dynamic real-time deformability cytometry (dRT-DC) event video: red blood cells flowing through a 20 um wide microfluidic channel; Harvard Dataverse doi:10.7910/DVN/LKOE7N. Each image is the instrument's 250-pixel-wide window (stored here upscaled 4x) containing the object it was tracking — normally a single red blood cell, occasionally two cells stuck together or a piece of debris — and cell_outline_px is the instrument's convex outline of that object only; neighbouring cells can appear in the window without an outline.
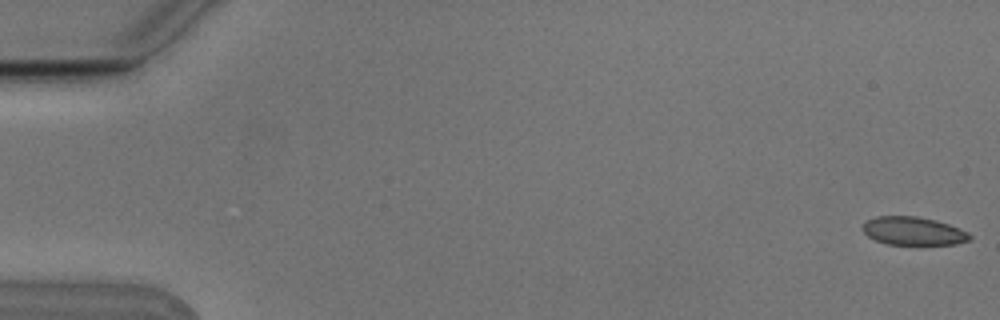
{"species": "Egyptian fruit bat (a non-hibernating species)", "species_latin": "Rousettus aegyptiacus", "temperature_condition": "cold", "stored_images_in_passage": 7, "camera_frame_rate_fps": 3000, "um_per_image_px": 0.085, "animal": {"sex": "male"}, "frame": {"image": 1, "passage_image": 1, "time_ms": 0.0, "image_size_px": [1000, 320], "cell_outline_px": [[972, 240], [956, 244], [888, 244], [876, 240], [868, 236], [860, 228], [868, 220], [876, 216], [916, 216], [936, 220], [948, 224], [968, 232], [972, 236]], "centroid_in_image_um": [77.64, 19.63], "position_along_channel_um": 7.4, "area_um2": 17.57}}
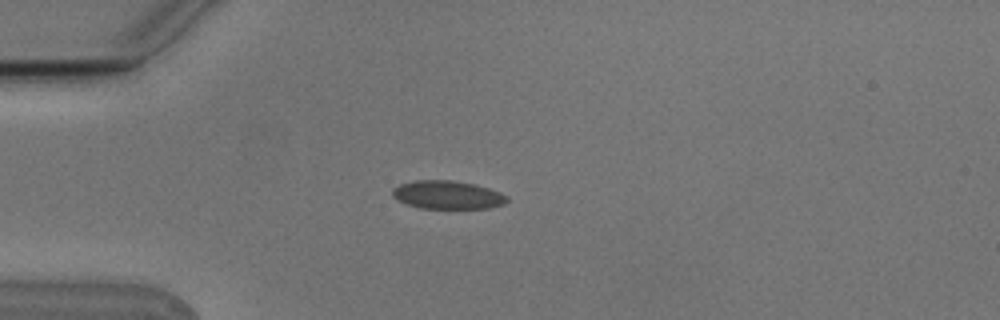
{"frame": {"image": 2, "passage_image": 4, "time_ms": 1.0, "image_size_px": [1000, 320], "cell_outline_px": [[508, 200], [504, 204], [488, 208], [420, 208], [396, 200], [392, 196], [392, 188], [400, 184], [412, 180], [452, 180], [476, 184], [500, 192], [508, 196]], "centroid_in_image_um": [38.02, 16.55], "position_along_channel_um": 47.0, "area_um2": 19.02}}
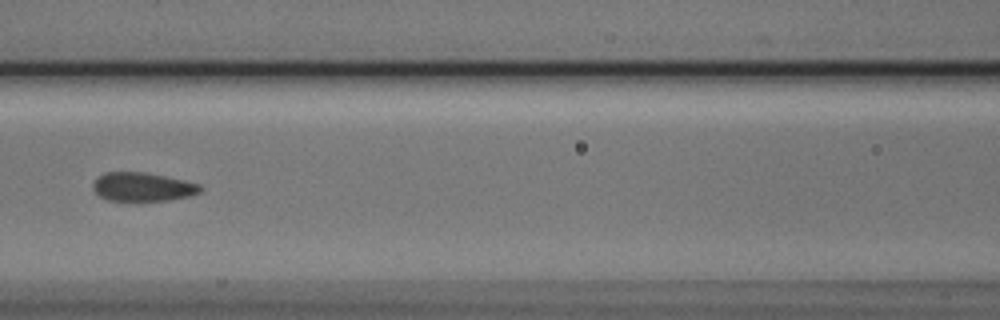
{"frame": {"image": 3, "passage_image": 7, "time_ms": 2.0, "image_size_px": [1000, 320], "cell_outline_px": [[204, 188], [200, 192], [188, 196], [168, 200], [108, 200], [100, 196], [92, 188], [92, 184], [104, 172], [144, 172], [184, 180], [200, 184]], "centroid_in_image_um": [12.14, 15.88], "position_along_channel_um": 154.5, "area_um2": 17.74}}